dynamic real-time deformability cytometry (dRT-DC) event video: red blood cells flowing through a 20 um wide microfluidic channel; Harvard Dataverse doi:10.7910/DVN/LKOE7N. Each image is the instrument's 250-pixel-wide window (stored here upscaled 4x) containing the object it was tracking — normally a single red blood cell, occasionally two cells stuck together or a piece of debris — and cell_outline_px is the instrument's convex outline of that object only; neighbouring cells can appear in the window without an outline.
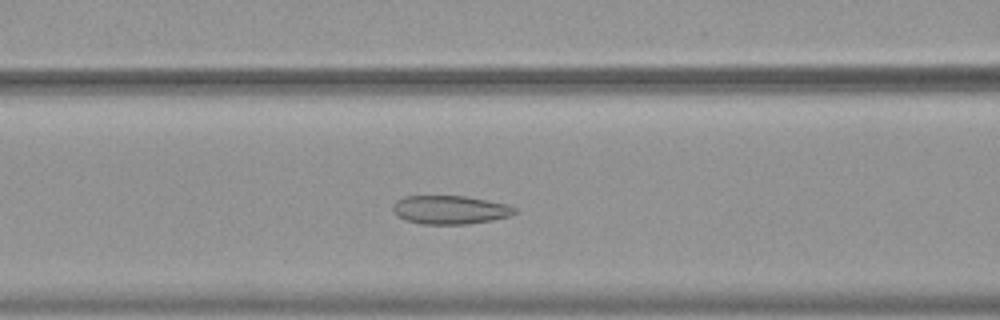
{"species": "common noctule bat (a hibernating species)", "species_latin": "Nyctalus noctula", "temperature_condition": "warm", "stored_images_in_passage": 50, "camera_frame_rate_fps": 3000, "um_per_image_px": 0.085, "animal": {"sex": "female", "body_mass_g": 19.9}, "frame": {"image": 1, "passage_image": 18, "time_ms": 5.667, "image_size_px": [1000, 320], "cell_outline_px": [[516, 212], [508, 216], [492, 220], [468, 224], [420, 224], [404, 220], [396, 216], [392, 208], [396, 200], [404, 196], [464, 196], [508, 204], [516, 208]], "centroid_in_image_um": [38.21, 17.84], "position_along_channel_um": 128.4, "area_um2": 20.35}}
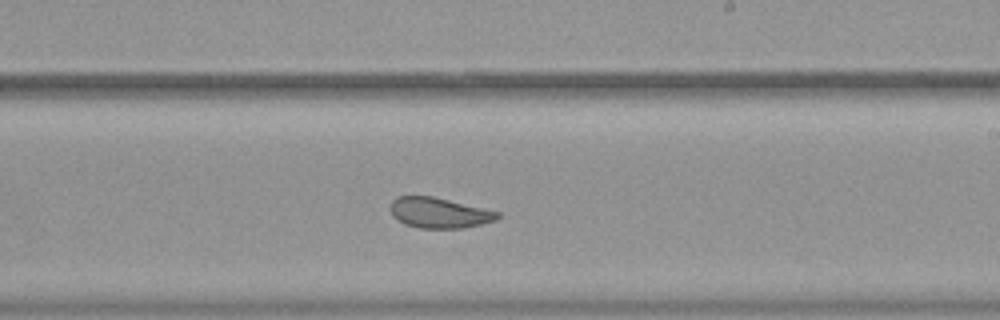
{"frame": {"image": 2, "passage_image": 28, "time_ms": 9.0, "image_size_px": [1000, 320], "cell_outline_px": [[500, 216], [496, 220], [464, 228], [420, 228], [404, 224], [396, 220], [392, 216], [392, 200], [396, 196], [432, 196], [500, 212]], "centroid_in_image_um": [37.32, 18.09], "position_along_channel_um": 251.7, "area_um2": 18.9}}
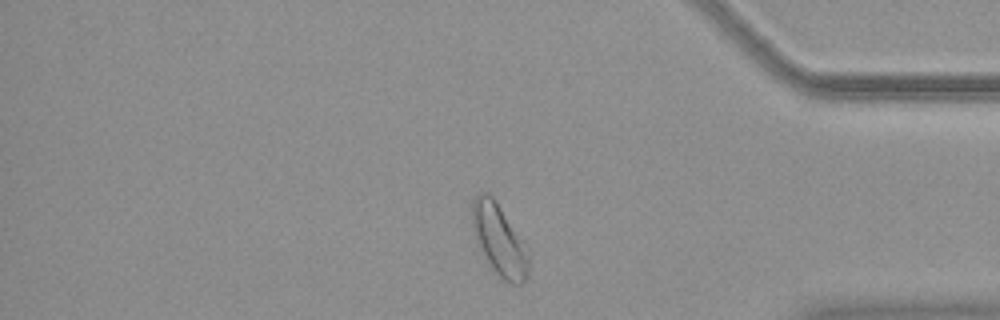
{"frame": {"image": 3, "passage_image": 41, "time_ms": 13.333, "image_size_px": [1000, 320], "cell_outline_px": [[532, 252], [528, 272], [524, 284], [512, 284], [500, 280], [484, 256], [472, 228], [472, 200], [476, 196], [484, 192], [488, 192], [496, 200], [524, 240]], "centroid_in_image_um": [42.5, 20.43], "position_along_channel_um": 392.7, "area_um2": 24.1}, "authors_computed_cell_mechanics": {"area_um2": 23.0044, "velocity_mm_per_s": 3.717, "shape_relaxation_time_tau1_ms": null, "shape_relaxation_time_tau2_ms": 1.4697, "deformation_change_tau1": null, "deformation_change_tau2": 0.069}}